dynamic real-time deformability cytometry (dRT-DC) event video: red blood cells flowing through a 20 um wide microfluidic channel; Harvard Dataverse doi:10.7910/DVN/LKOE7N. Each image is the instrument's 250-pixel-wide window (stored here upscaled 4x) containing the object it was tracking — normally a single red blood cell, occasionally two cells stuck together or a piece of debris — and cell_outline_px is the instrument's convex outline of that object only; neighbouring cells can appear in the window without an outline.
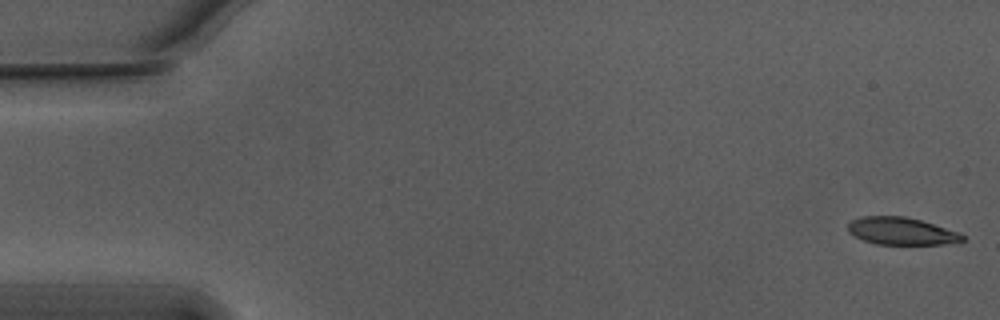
{"species": "Egyptian fruit bat (a non-hibernating species)", "species_latin": "Rousettus aegyptiacus", "temperature_condition": "warm", "stored_images_in_passage": 55, "camera_frame_rate_fps": 3000, "um_per_image_px": 0.085, "animal": {"sex": "male"}, "frame": {"image": 1, "passage_image": 1, "time_ms": 0.0, "image_size_px": [1000, 320], "cell_outline_px": [[964, 240], [944, 244], [876, 244], [864, 240], [848, 232], [848, 224], [852, 220], [860, 216], [904, 216], [920, 220], [960, 232], [964, 236]], "centroid_in_image_um": [76.61, 19.64], "position_along_channel_um": 8.4, "area_um2": 18.15}}
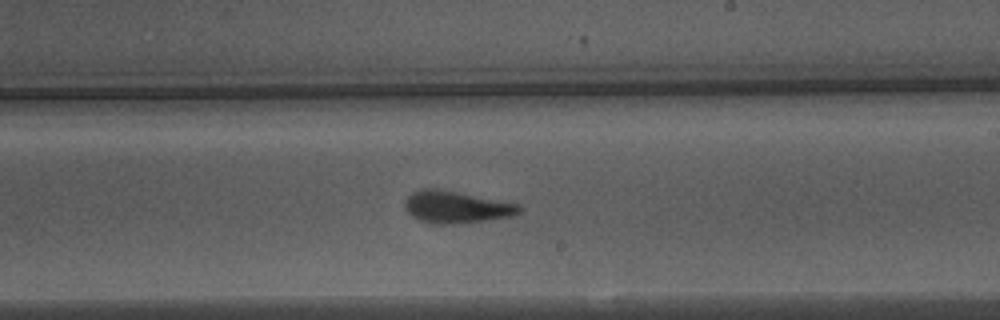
{"frame": {"image": 2, "passage_image": 32, "time_ms": 10.333, "image_size_px": [1000, 320], "cell_outline_px": [[520, 212], [516, 216], [460, 224], [432, 224], [416, 220], [404, 208], [404, 200], [412, 192], [424, 188], [436, 188], [520, 204]], "centroid_in_image_um": [38.76, 17.62], "position_along_channel_um": 250.2, "area_um2": 21.68}}
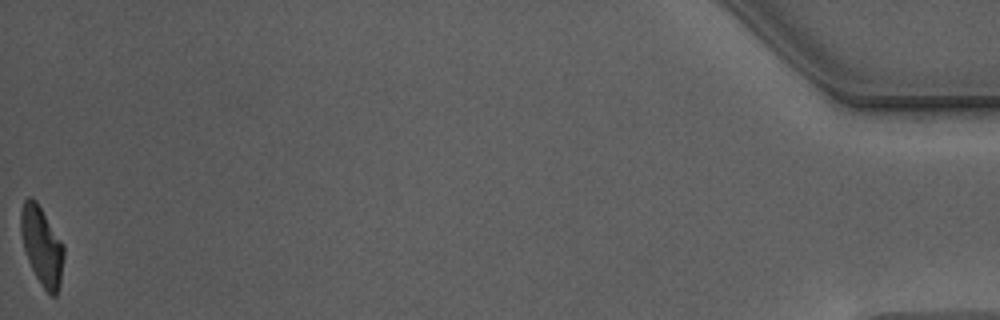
{"frame": {"image": 3, "passage_image": 55, "time_ms": 18.0, "image_size_px": [1000, 320], "cell_outline_px": [[64, 256], [60, 284], [56, 296], [52, 296], [44, 288], [36, 276], [28, 260], [24, 248], [20, 232], [20, 212], [24, 200], [28, 196], [32, 196], [36, 200], [64, 244]], "centroid_in_image_um": [3.55, 20.86], "position_along_channel_um": 431.6, "area_um2": 19.71}, "authors_computed_cell_mechanics": {"area_um2": 20.6346, "velocity_mm_per_s": 3.747, "shape_relaxation_time_tau1_ms": 4.2647, "shape_relaxation_time_tau2_ms": 2.4356, "deformation_change_tau1": 0.196, "deformation_change_tau2": 0.092}}